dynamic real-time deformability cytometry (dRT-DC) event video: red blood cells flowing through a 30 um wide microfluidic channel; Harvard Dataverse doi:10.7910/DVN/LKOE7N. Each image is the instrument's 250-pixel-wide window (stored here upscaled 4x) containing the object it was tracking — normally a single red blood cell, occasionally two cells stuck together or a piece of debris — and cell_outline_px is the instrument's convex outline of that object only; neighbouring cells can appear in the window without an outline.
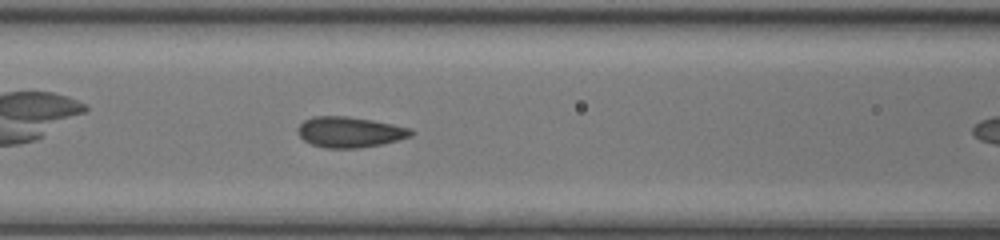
{"species": "common noctule bat (a hibernating species)", "species_latin": "Nyctalus noctula", "temperature_condition": "room temperature", "stored_images_in_passage": 10, "camera_frame_rate_fps": 3000, "um_per_image_px": 0.085, "animal": {"sex": "female", "body_mass_g": 17.0, "forearm_length_mm": 48.0}, "frame": {"image": 1, "passage_image": 9, "time_ms": 2.667, "image_size_px": [1000, 240], "cell_outline_px": [[416, 132], [412, 136], [380, 144], [356, 148], [328, 148], [312, 144], [304, 140], [296, 132], [296, 128], [304, 120], [312, 116], [348, 116], [372, 120], [412, 128]], "centroid_in_image_um": [29.72, 11.21], "position_along_channel_um": 136.9, "area_um2": 20.23}}